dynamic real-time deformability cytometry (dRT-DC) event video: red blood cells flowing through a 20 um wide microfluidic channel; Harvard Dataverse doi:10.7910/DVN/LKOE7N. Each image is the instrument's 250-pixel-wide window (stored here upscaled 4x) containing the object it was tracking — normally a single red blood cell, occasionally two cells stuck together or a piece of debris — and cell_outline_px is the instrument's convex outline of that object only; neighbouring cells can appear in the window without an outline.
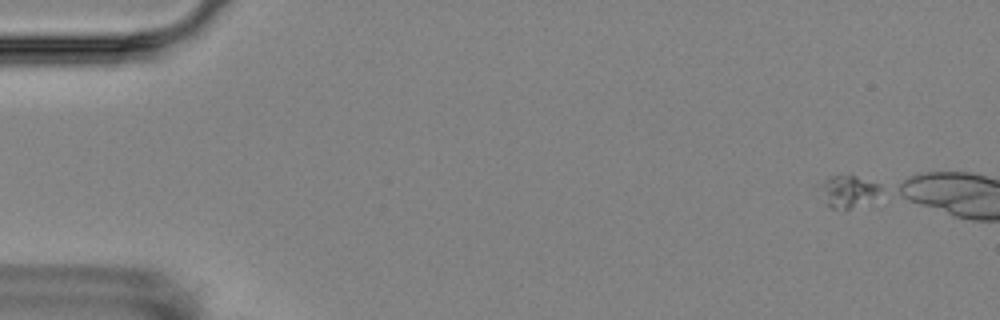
{"species": "Egyptian fruit bat (a non-hibernating species)", "species_latin": "Rousettus aegyptiacus", "temperature_condition": "room temperature", "stored_images_in_passage": 5, "camera_frame_rate_fps": 3000, "um_per_image_px": 0.085, "animal": {"sex": "female"}, "frame": {"image": 1, "passage_image": 1, "time_ms": 0.0, "image_size_px": [1000, 320], "cell_outline_px": [[884, 188], [872, 196], [848, 208], [832, 208], [828, 204], [824, 188], [824, 184], [832, 176], [840, 172], [856, 176], [880, 184]], "centroid_in_image_um": [72.16, 16.17], "position_along_channel_um": 12.8, "area_um2": 10.17}}